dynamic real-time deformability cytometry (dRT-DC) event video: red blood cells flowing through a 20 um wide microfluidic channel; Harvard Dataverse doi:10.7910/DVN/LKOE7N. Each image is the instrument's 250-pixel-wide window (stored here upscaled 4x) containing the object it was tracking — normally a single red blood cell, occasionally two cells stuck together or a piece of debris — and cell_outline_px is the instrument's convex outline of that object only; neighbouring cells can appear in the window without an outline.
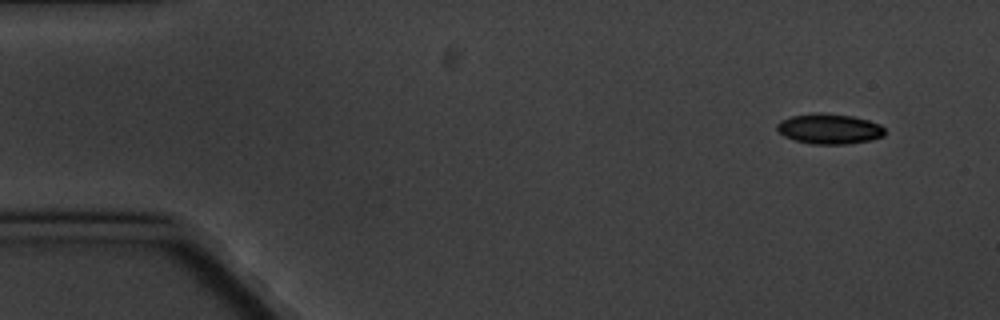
{"species": "common noctule bat (a hibernating species)", "species_latin": "Nyctalus noctula", "temperature_condition": "cold", "stored_images_in_passage": 6, "camera_frame_rate_fps": 3000, "um_per_image_px": 0.085, "animal": {"sex": "male", "body_mass_g": 20.1, "forearm_length_mm": 53.5}, "frame": {"image": 1, "passage_image": 1, "time_ms": 0.0, "image_size_px": [1000, 320], "cell_outline_px": [[884, 136], [872, 140], [844, 144], [812, 144], [796, 140], [784, 136], [776, 128], [776, 124], [780, 120], [792, 116], [820, 112], [824, 112], [852, 116], [868, 120], [880, 124], [884, 128]], "centroid_in_image_um": [70.5, 10.94], "position_along_channel_um": 14.5, "area_um2": 19.02}}
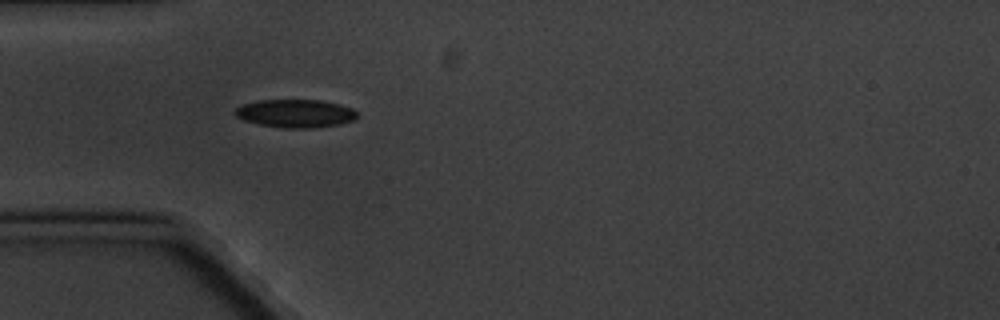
{"frame": {"image": 2, "passage_image": 4, "time_ms": 4.333, "image_size_px": [1000, 320], "cell_outline_px": [[356, 120], [340, 124], [312, 128], [284, 128], [260, 124], [244, 120], [236, 116], [232, 112], [236, 108], [244, 104], [260, 100], [320, 100], [340, 104], [352, 108], [356, 112]], "centroid_in_image_um": [25.13, 9.64], "position_along_channel_um": 59.9, "area_um2": 20.0}}